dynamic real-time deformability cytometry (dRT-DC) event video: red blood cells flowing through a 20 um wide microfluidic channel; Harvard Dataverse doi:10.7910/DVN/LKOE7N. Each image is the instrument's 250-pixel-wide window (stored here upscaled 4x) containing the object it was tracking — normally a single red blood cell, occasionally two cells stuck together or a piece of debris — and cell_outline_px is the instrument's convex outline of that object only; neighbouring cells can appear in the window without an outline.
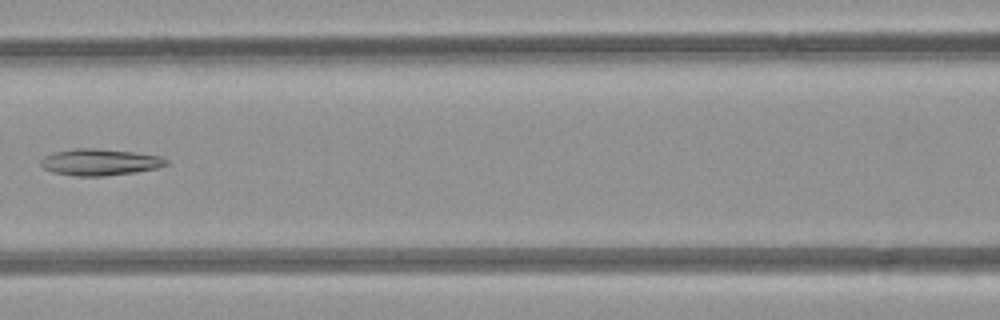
{"species": "common noctule bat (a hibernating species)", "species_latin": "Nyctalus noctula", "temperature_condition": "room temperature", "stored_images_in_passage": 5, "camera_frame_rate_fps": 3000, "um_per_image_px": 0.085, "animal": {"sex": "female", "body_mass_g": 21.9}, "frame": {"image": 1, "passage_image": 5, "time_ms": 4.667, "image_size_px": [1000, 320], "cell_outline_px": [[168, 164], [156, 168], [136, 172], [104, 176], [76, 176], [52, 172], [44, 168], [40, 164], [40, 160], [44, 156], [52, 152], [76, 148], [92, 148], [132, 152], [160, 156], [168, 160]], "centroid_in_image_um": [8.45, 13.78], "position_along_channel_um": 158.1, "area_um2": 19.36}}